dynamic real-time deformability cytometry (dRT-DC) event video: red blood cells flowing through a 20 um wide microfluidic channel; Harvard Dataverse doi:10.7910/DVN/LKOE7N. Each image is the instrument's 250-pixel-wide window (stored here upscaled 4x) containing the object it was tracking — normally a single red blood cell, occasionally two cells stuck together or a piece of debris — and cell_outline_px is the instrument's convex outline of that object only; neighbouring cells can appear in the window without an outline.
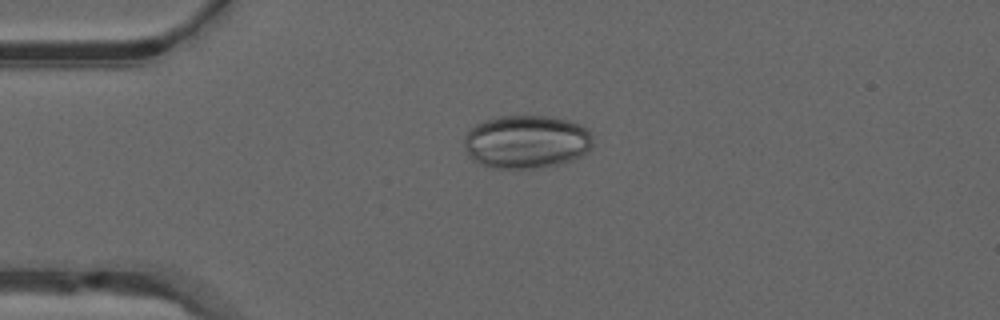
{"species": "common noctule bat (a hibernating species)", "species_latin": "Nyctalus noctula", "temperature_condition": "warm", "stored_images_in_passage": 43, "camera_frame_rate_fps": 3000, "um_per_image_px": 0.085, "animal": {"sex": "male", "forearm_length_mm": 52.5}, "frame": {"image": 1, "passage_image": 4, "time_ms": 1.0, "image_size_px": [1000, 320], "cell_outline_px": [[592, 144], [588, 152], [584, 156], [572, 160], [556, 164], [536, 168], [492, 168], [480, 164], [472, 160], [468, 156], [464, 148], [464, 136], [476, 124], [484, 120], [500, 116], [548, 116], [568, 120], [580, 124], [588, 128], [592, 136]], "centroid_in_image_um": [44.75, 12.05], "position_along_channel_um": 40.2, "area_um2": 40.34}}
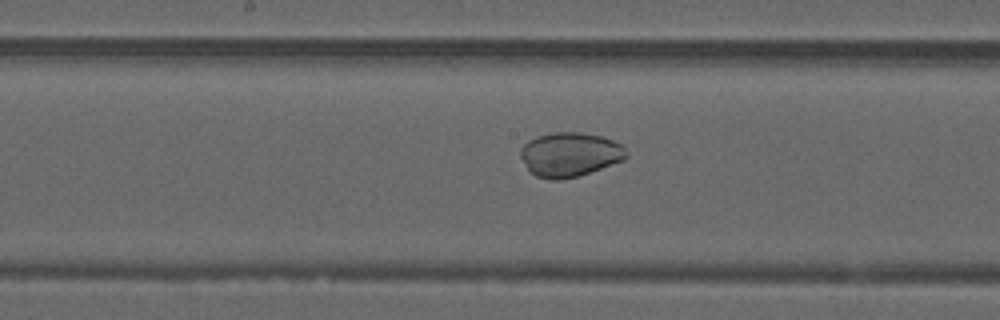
{"frame": {"image": 2, "passage_image": 18, "time_ms": 5.667, "image_size_px": [1000, 320], "cell_outline_px": [[628, 156], [624, 160], [576, 176], [560, 180], [552, 180], [536, 176], [528, 168], [520, 156], [520, 148], [528, 140], [536, 136], [556, 132], [580, 132], [600, 136], [612, 140], [620, 144], [628, 152]], "centroid_in_image_um": [48.42, 13.12], "position_along_channel_um": 199.8, "area_um2": 27.05}}
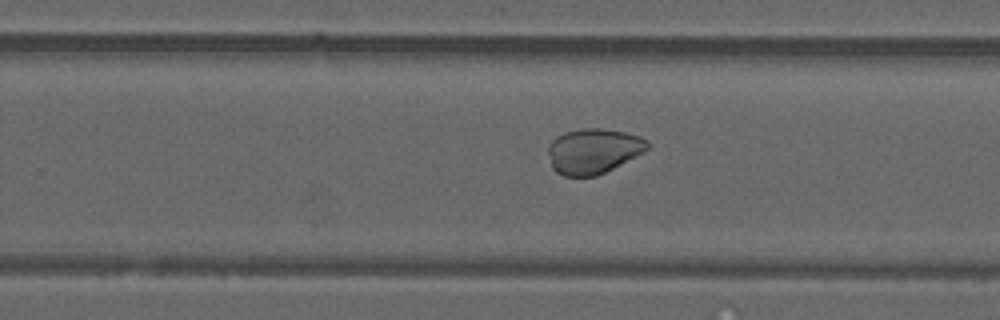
{"frame": {"image": 3, "passage_image": 24, "time_ms": 7.667, "image_size_px": [1000, 320], "cell_outline_px": [[648, 148], [644, 152], [596, 176], [564, 176], [556, 172], [552, 168], [548, 152], [548, 144], [556, 136], [564, 132], [584, 128], [600, 128], [624, 132], [640, 136], [648, 140]], "centroid_in_image_um": [50.41, 12.83], "position_along_channel_um": 279.4, "area_um2": 26.07}}